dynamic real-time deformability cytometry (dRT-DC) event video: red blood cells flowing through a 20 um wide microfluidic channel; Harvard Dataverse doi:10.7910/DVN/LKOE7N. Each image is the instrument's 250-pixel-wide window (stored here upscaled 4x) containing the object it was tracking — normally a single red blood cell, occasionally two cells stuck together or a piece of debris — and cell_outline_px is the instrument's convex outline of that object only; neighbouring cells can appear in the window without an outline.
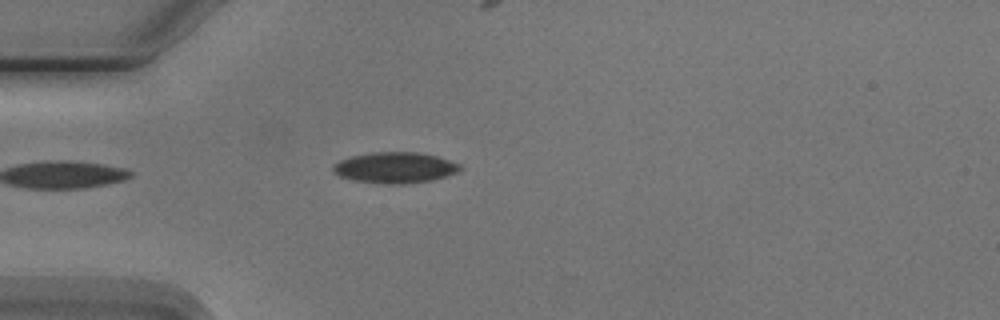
{"species": "Egyptian fruit bat (a non-hibernating species)", "species_latin": "Rousettus aegyptiacus", "temperature_condition": "cold", "stored_images_in_passage": 1, "camera_frame_rate_fps": 3000, "um_per_image_px": 0.085, "animal": {"sex": "male"}, "frame": {"image": 1, "passage_image": 1, "time_ms": 0.0, "image_size_px": [1000, 320], "cell_outline_px": [[464, 168], [456, 172], [432, 180], [400, 184], [392, 184], [352, 180], [340, 176], [332, 172], [332, 164], [340, 160], [352, 156], [372, 152], [416, 152], [436, 156], [460, 164]], "centroid_in_image_um": [33.54, 14.24], "position_along_channel_um": 51.5, "area_um2": 22.72}}